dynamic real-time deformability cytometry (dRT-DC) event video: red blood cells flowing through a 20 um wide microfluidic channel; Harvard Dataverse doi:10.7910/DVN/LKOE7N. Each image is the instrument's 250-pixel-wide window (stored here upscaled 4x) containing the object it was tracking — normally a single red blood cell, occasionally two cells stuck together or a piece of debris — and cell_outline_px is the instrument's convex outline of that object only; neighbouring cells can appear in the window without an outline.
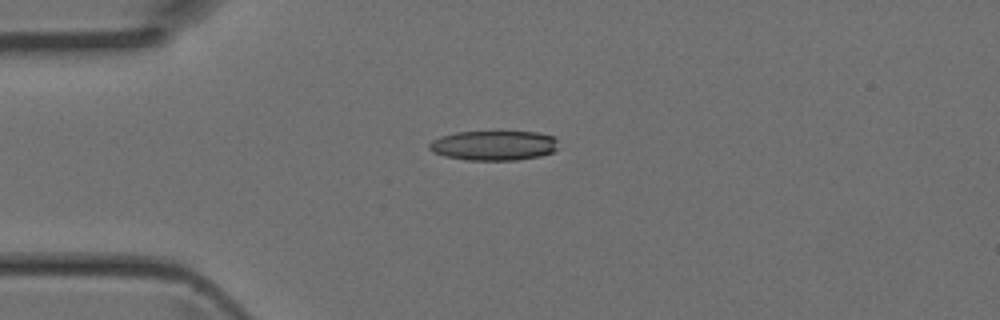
{"species": "Egyptian fruit bat (a non-hibernating species)", "species_latin": "Rousettus aegyptiacus", "temperature_condition": "room temperature", "stored_images_in_passage": 3, "camera_frame_rate_fps": 3000, "um_per_image_px": 0.085, "animal": {"sex": "female"}, "frame": {"image": 1, "passage_image": 2, "time_ms": 0.333, "image_size_px": [1000, 320], "cell_outline_px": [[560, 148], [552, 152], [540, 156], [516, 160], [468, 160], [444, 156], [432, 152], [428, 148], [428, 144], [432, 140], [440, 136], [456, 132], [536, 132], [556, 136]], "centroid_in_image_um": [42.0, 12.36], "position_along_channel_um": 43.0, "area_um2": 22.66}}